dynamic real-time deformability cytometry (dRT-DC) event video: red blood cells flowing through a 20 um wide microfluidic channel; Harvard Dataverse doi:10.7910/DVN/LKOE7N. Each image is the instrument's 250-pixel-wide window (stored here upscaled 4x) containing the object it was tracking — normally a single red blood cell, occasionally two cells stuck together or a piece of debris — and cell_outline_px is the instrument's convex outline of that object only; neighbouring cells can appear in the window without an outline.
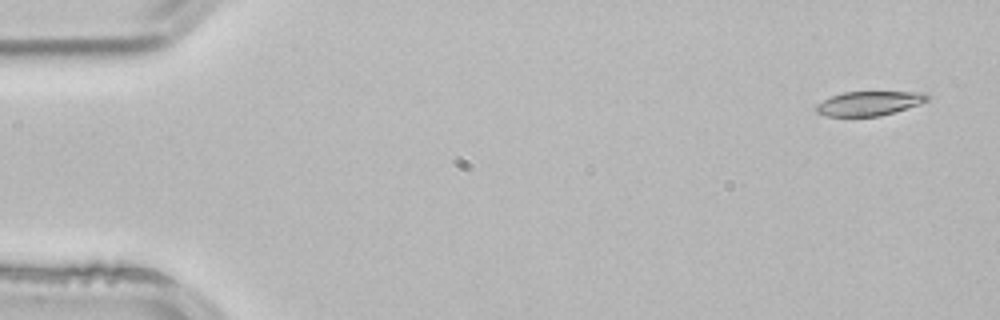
{"species": "common noctule bat (a hibernating species)", "species_latin": "Nyctalus noctula", "temperature_condition": "room temperature", "stored_images_in_passage": 4, "camera_frame_rate_fps": 3000, "um_per_image_px": 0.085, "animal": {"sex": "male", "body_mass_g": 21.5, "forearm_length_mm": 52.0}, "frame": {"image": 1, "passage_image": 1, "time_ms": 0.0, "image_size_px": [1000, 320], "cell_outline_px": [[932, 96], [928, 100], [920, 104], [880, 116], [824, 116], [816, 112], [812, 108], [816, 104], [832, 96], [844, 92], [928, 92]], "centroid_in_image_um": [73.88, 8.78], "position_along_channel_um": 11.1, "area_um2": 15.9}}